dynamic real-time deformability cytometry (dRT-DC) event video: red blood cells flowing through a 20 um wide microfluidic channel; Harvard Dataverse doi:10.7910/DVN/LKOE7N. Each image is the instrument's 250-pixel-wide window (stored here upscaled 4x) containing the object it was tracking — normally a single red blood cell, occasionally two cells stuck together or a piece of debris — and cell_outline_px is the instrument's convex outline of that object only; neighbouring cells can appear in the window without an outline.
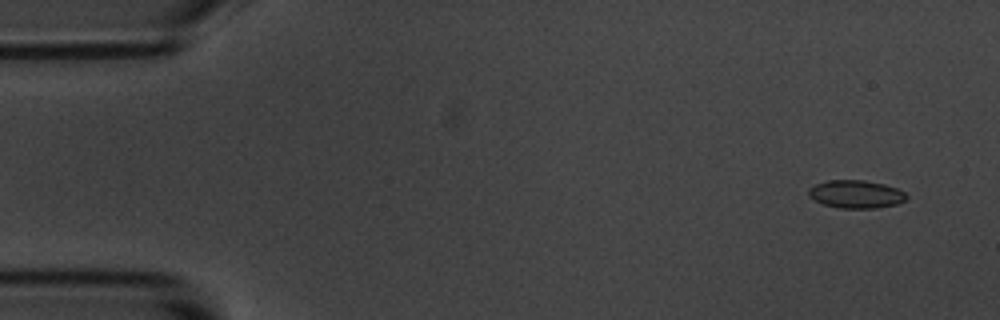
{"species": "common noctule bat (a hibernating species)", "species_latin": "Nyctalus noctula", "temperature_condition": "room temperature", "stored_images_in_passage": 5, "camera_frame_rate_fps": 3000, "um_per_image_px": 0.085, "animal": {"sex": "male", "body_mass_g": 20.1, "forearm_length_mm": 53.5}, "frame": {"image": 1, "passage_image": 2, "time_ms": 1.0, "image_size_px": [1000, 320], "cell_outline_px": [[908, 196], [904, 200], [896, 204], [876, 208], [840, 208], [824, 204], [808, 196], [808, 188], [816, 184], [828, 180], [864, 180], [884, 184], [896, 188], [904, 192]], "centroid_in_image_um": [72.74, 16.5], "position_along_channel_um": 12.3, "area_um2": 15.84}}